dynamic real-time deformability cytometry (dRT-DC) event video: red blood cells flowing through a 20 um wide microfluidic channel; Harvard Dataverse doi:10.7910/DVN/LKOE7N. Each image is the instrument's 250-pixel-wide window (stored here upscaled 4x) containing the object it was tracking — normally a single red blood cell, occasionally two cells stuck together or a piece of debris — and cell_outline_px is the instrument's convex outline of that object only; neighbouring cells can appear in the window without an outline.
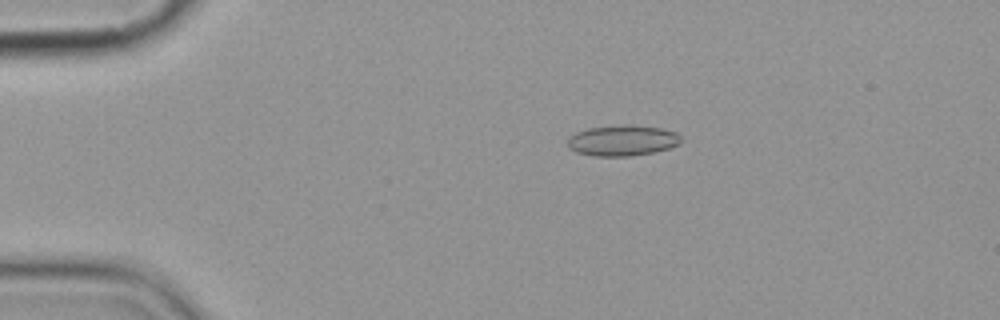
{"species": "common noctule bat (a hibernating species)", "species_latin": "Nyctalus noctula", "temperature_condition": "cold", "stored_images_in_passage": 7, "camera_frame_rate_fps": 3000, "um_per_image_px": 0.085, "animal": {"sex": "female", "body_mass_g": 19.9}, "frame": {"image": 1, "passage_image": 4, "time_ms": 3.333, "image_size_px": [1000, 320], "cell_outline_px": [[680, 144], [668, 148], [652, 152], [628, 156], [596, 156], [576, 152], [568, 148], [568, 136], [576, 132], [588, 128], [628, 124], [660, 128], [676, 132], [680, 136]], "centroid_in_image_um": [52.88, 11.93], "position_along_channel_um": 32.1, "area_um2": 20.23}}
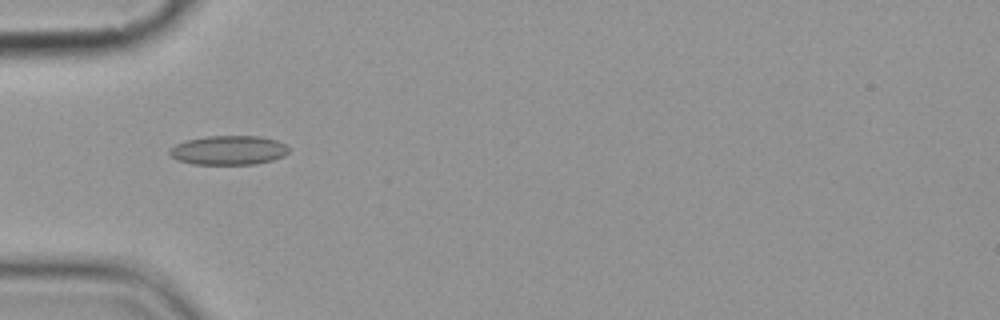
{"frame": {"image": 2, "passage_image": 6, "time_ms": 5.667, "image_size_px": [1000, 320], "cell_outline_px": [[288, 152], [284, 156], [272, 160], [256, 164], [192, 164], [176, 160], [168, 152], [168, 148], [176, 144], [188, 140], [204, 136], [260, 136], [276, 140], [284, 144], [288, 148]], "centroid_in_image_um": [19.4, 12.77], "position_along_channel_um": 65.6, "area_um2": 20.35}}
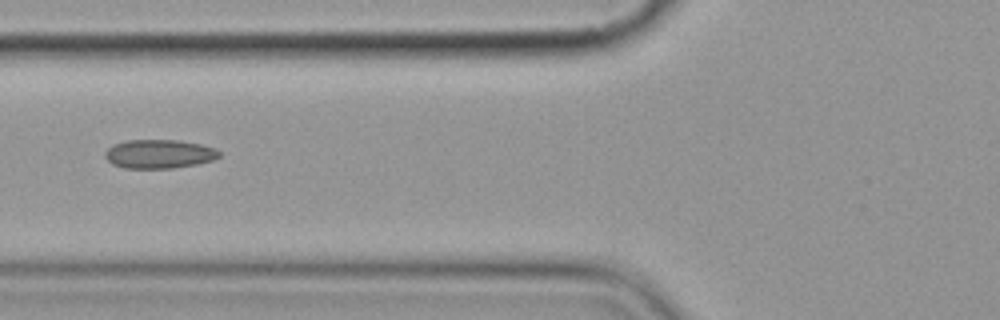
{"frame": {"image": 3, "passage_image": 7, "time_ms": 7.0, "image_size_px": [1000, 320], "cell_outline_px": [[220, 156], [212, 160], [196, 164], [172, 168], [124, 168], [112, 164], [104, 156], [104, 152], [112, 144], [124, 140], [180, 140], [200, 144], [216, 148], [220, 152]], "centroid_in_image_um": [13.5, 13.08], "position_along_channel_um": 112.3, "area_um2": 19.31}}